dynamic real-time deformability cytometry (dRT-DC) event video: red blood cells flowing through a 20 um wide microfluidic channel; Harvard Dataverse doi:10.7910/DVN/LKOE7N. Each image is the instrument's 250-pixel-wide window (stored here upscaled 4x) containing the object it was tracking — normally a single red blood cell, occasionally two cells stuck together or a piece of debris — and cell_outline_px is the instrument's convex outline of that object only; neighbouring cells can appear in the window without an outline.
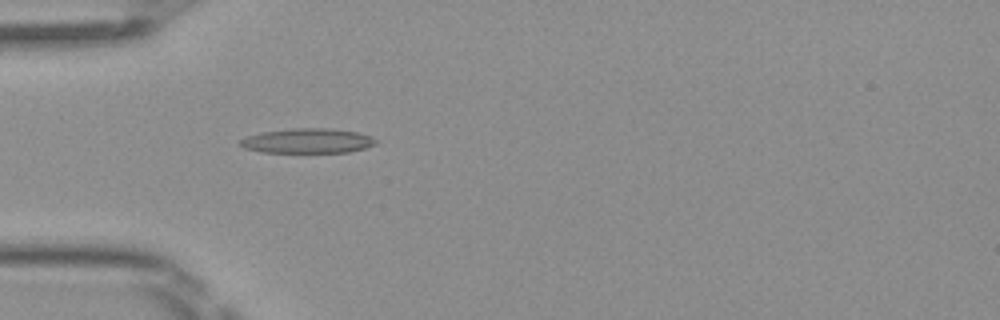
{"species": "Egyptian fruit bat (a non-hibernating species)", "species_latin": "Rousettus aegyptiacus", "temperature_condition": "room temperature", "stored_images_in_passage": 3, "camera_frame_rate_fps": 3000, "um_per_image_px": 0.085, "frame": {"image": 1, "passage_image": 3, "time_ms": 0.667, "image_size_px": [1000, 320], "cell_outline_px": [[380, 140], [376, 144], [364, 148], [348, 152], [260, 152], [244, 148], [236, 144], [240, 140], [248, 136], [264, 132], [292, 128], [328, 128], [356, 132]], "centroid_in_image_um": [26.12, 11.97], "position_along_channel_um": 58.9, "area_um2": 19.48}}